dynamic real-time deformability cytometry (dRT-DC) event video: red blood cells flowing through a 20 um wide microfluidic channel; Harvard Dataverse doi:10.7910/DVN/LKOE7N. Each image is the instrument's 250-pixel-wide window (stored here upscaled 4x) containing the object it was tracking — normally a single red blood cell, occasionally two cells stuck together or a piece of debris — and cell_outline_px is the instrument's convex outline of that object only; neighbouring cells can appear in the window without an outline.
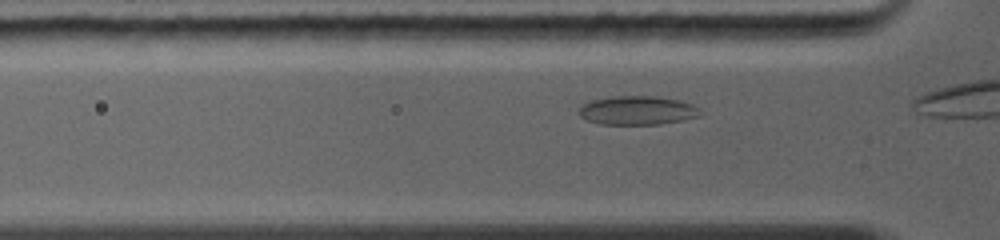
{"species": "common noctule bat (a hibernating species)", "species_latin": "Nyctalus noctula", "temperature_condition": "warm", "stored_images_in_passage": 13, "camera_frame_rate_fps": 5000, "um_per_image_px": 0.085, "animal": {"sex": "female", "body_mass_g": 19.0, "forearm_length_mm": 56.7}, "frame": {"image": 1, "passage_image": 6, "time_ms": 0.8, "image_size_px": [1000, 240], "cell_outline_px": [[704, 112], [700, 116], [684, 120], [660, 124], [600, 124], [588, 120], [580, 116], [580, 108], [584, 104], [592, 100], [612, 96], [656, 96], [680, 100], [692, 104], [700, 108]], "centroid_in_image_um": [54.25, 9.38], "position_along_channel_um": 71.5, "area_um2": 20.46}}